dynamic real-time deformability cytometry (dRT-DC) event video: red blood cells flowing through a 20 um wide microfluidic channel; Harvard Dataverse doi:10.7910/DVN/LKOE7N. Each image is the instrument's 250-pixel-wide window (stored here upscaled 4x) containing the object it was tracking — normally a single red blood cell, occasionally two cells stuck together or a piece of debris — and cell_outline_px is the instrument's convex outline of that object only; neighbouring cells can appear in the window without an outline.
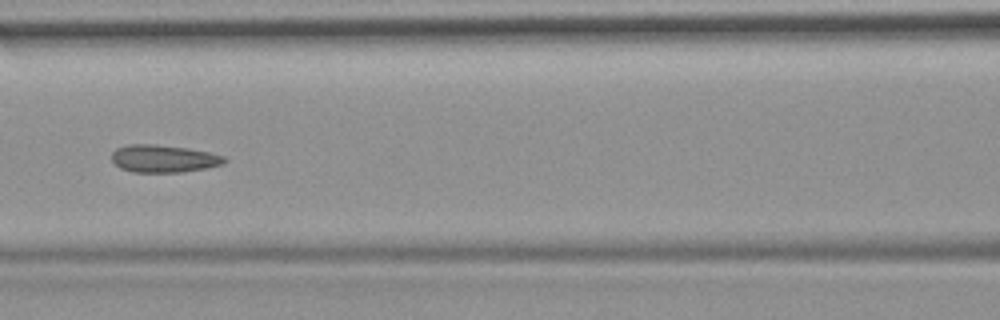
{"species": "common noctule bat (a hibernating species)", "species_latin": "Nyctalus noctula", "temperature_condition": "room temperature", "stored_images_in_passage": 53, "camera_frame_rate_fps": 3000, "um_per_image_px": 0.085, "animal": {"sex": "female", "body_mass_g": 19.9}, "frame": {"image": 1, "passage_image": 23, "time_ms": 7.333, "image_size_px": [1000, 320], "cell_outline_px": [[228, 160], [224, 164], [208, 168], [180, 172], [132, 172], [120, 168], [112, 160], [112, 152], [116, 148], [128, 144], [156, 144], [188, 148], [208, 152], [224, 156]], "centroid_in_image_um": [13.92, 13.48], "position_along_channel_um": 152.7, "area_um2": 18.21}, "authors_computed_cell_mechanics": {"area_um2": 18.5538, "velocity_mm_per_s": 3.7507, "shape_relaxation_time_tau1_ms": null, "shape_relaxation_time_tau2_ms": 2.123, "deformation_change_tau1": null, "deformation_change_tau2": 0.0862}}